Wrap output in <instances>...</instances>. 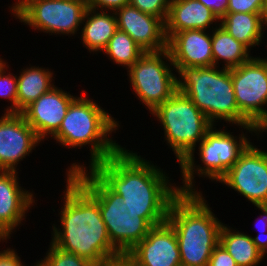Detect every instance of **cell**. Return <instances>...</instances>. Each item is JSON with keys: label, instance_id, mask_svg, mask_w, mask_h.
Wrapping results in <instances>:
<instances>
[{"label": "cell", "instance_id": "obj_1", "mask_svg": "<svg viewBox=\"0 0 267 266\" xmlns=\"http://www.w3.org/2000/svg\"><path fill=\"white\" fill-rule=\"evenodd\" d=\"M128 151L123 147L91 169L152 226L162 224L171 202L180 194L178 186L169 182L163 169Z\"/></svg>", "mask_w": 267, "mask_h": 266}, {"label": "cell", "instance_id": "obj_2", "mask_svg": "<svg viewBox=\"0 0 267 266\" xmlns=\"http://www.w3.org/2000/svg\"><path fill=\"white\" fill-rule=\"evenodd\" d=\"M61 228L53 226L51 243L96 266L124 257L111 243L98 201L72 176H66Z\"/></svg>", "mask_w": 267, "mask_h": 266}, {"label": "cell", "instance_id": "obj_3", "mask_svg": "<svg viewBox=\"0 0 267 266\" xmlns=\"http://www.w3.org/2000/svg\"><path fill=\"white\" fill-rule=\"evenodd\" d=\"M201 193H180L170 204L167 221L175 230L181 266H207L219 244L223 223Z\"/></svg>", "mask_w": 267, "mask_h": 266}, {"label": "cell", "instance_id": "obj_4", "mask_svg": "<svg viewBox=\"0 0 267 266\" xmlns=\"http://www.w3.org/2000/svg\"><path fill=\"white\" fill-rule=\"evenodd\" d=\"M218 67L181 68L178 71L177 90L191 99L214 126L218 122L216 120H224L258 134V129L237 107L231 69L220 70Z\"/></svg>", "mask_w": 267, "mask_h": 266}, {"label": "cell", "instance_id": "obj_5", "mask_svg": "<svg viewBox=\"0 0 267 266\" xmlns=\"http://www.w3.org/2000/svg\"><path fill=\"white\" fill-rule=\"evenodd\" d=\"M84 95L85 92L71 102L59 130L52 138L67 148L91 146V161L88 168H92L122 148L109 138L120 125L111 114Z\"/></svg>", "mask_w": 267, "mask_h": 266}, {"label": "cell", "instance_id": "obj_6", "mask_svg": "<svg viewBox=\"0 0 267 266\" xmlns=\"http://www.w3.org/2000/svg\"><path fill=\"white\" fill-rule=\"evenodd\" d=\"M73 163L67 175H72L99 203L101 217L105 223L113 246L125 256L152 229V225L141 213L129 208L121 196L115 193L91 168Z\"/></svg>", "mask_w": 267, "mask_h": 266}, {"label": "cell", "instance_id": "obj_7", "mask_svg": "<svg viewBox=\"0 0 267 266\" xmlns=\"http://www.w3.org/2000/svg\"><path fill=\"white\" fill-rule=\"evenodd\" d=\"M151 114L162 124L164 138L178 164L186 157H194L196 144L214 126L192 100L178 90Z\"/></svg>", "mask_w": 267, "mask_h": 266}, {"label": "cell", "instance_id": "obj_8", "mask_svg": "<svg viewBox=\"0 0 267 266\" xmlns=\"http://www.w3.org/2000/svg\"><path fill=\"white\" fill-rule=\"evenodd\" d=\"M245 135L244 133L240 134L238 139L236 138L237 136L234 137L232 133L230 134L225 129L222 131L212 127L200 141L198 147L199 159H201L204 167H201V165L197 166L194 163L195 157H186L179 164L183 183V185L178 187L179 192L201 193L200 190L197 192L194 187L195 184H193L195 173H198L199 177H207L211 181H219L251 143Z\"/></svg>", "mask_w": 267, "mask_h": 266}, {"label": "cell", "instance_id": "obj_9", "mask_svg": "<svg viewBox=\"0 0 267 266\" xmlns=\"http://www.w3.org/2000/svg\"><path fill=\"white\" fill-rule=\"evenodd\" d=\"M86 0H18L11 12L20 22L45 33L73 35L83 24Z\"/></svg>", "mask_w": 267, "mask_h": 266}, {"label": "cell", "instance_id": "obj_10", "mask_svg": "<svg viewBox=\"0 0 267 266\" xmlns=\"http://www.w3.org/2000/svg\"><path fill=\"white\" fill-rule=\"evenodd\" d=\"M172 66L170 53L166 49L161 52H145L128 69L131 87L150 113L177 91L178 77L173 74Z\"/></svg>", "mask_w": 267, "mask_h": 266}, {"label": "cell", "instance_id": "obj_11", "mask_svg": "<svg viewBox=\"0 0 267 266\" xmlns=\"http://www.w3.org/2000/svg\"><path fill=\"white\" fill-rule=\"evenodd\" d=\"M239 111L259 129L267 121V60L253 57L231 69Z\"/></svg>", "mask_w": 267, "mask_h": 266}, {"label": "cell", "instance_id": "obj_12", "mask_svg": "<svg viewBox=\"0 0 267 266\" xmlns=\"http://www.w3.org/2000/svg\"><path fill=\"white\" fill-rule=\"evenodd\" d=\"M220 182L243 195L254 206L267 205V152L251 142Z\"/></svg>", "mask_w": 267, "mask_h": 266}, {"label": "cell", "instance_id": "obj_13", "mask_svg": "<svg viewBox=\"0 0 267 266\" xmlns=\"http://www.w3.org/2000/svg\"><path fill=\"white\" fill-rule=\"evenodd\" d=\"M124 257L133 266H181L174 228L168 221L153 226Z\"/></svg>", "mask_w": 267, "mask_h": 266}, {"label": "cell", "instance_id": "obj_14", "mask_svg": "<svg viewBox=\"0 0 267 266\" xmlns=\"http://www.w3.org/2000/svg\"><path fill=\"white\" fill-rule=\"evenodd\" d=\"M41 140L21 113H4L0 118V171L17 172V165Z\"/></svg>", "mask_w": 267, "mask_h": 266}, {"label": "cell", "instance_id": "obj_15", "mask_svg": "<svg viewBox=\"0 0 267 266\" xmlns=\"http://www.w3.org/2000/svg\"><path fill=\"white\" fill-rule=\"evenodd\" d=\"M76 97L69 92L52 87L36 101L26 107L21 114L42 141L53 136L66 116L68 107Z\"/></svg>", "mask_w": 267, "mask_h": 266}, {"label": "cell", "instance_id": "obj_16", "mask_svg": "<svg viewBox=\"0 0 267 266\" xmlns=\"http://www.w3.org/2000/svg\"><path fill=\"white\" fill-rule=\"evenodd\" d=\"M118 29L126 32L145 52L167 49L165 22L128 4L115 12Z\"/></svg>", "mask_w": 267, "mask_h": 266}, {"label": "cell", "instance_id": "obj_17", "mask_svg": "<svg viewBox=\"0 0 267 266\" xmlns=\"http://www.w3.org/2000/svg\"><path fill=\"white\" fill-rule=\"evenodd\" d=\"M17 174L14 171H0V242L10 239V234L22 223L25 213L35 203L33 193L19 186Z\"/></svg>", "mask_w": 267, "mask_h": 266}, {"label": "cell", "instance_id": "obj_18", "mask_svg": "<svg viewBox=\"0 0 267 266\" xmlns=\"http://www.w3.org/2000/svg\"><path fill=\"white\" fill-rule=\"evenodd\" d=\"M167 50L177 72L186 67L213 66L211 34L205 30L176 32L167 40Z\"/></svg>", "mask_w": 267, "mask_h": 266}, {"label": "cell", "instance_id": "obj_19", "mask_svg": "<svg viewBox=\"0 0 267 266\" xmlns=\"http://www.w3.org/2000/svg\"><path fill=\"white\" fill-rule=\"evenodd\" d=\"M217 21H220L218 17L198 0H170L165 34L168 40L176 32L184 30L207 31Z\"/></svg>", "mask_w": 267, "mask_h": 266}, {"label": "cell", "instance_id": "obj_20", "mask_svg": "<svg viewBox=\"0 0 267 266\" xmlns=\"http://www.w3.org/2000/svg\"><path fill=\"white\" fill-rule=\"evenodd\" d=\"M93 10L87 8L83 18L81 29L82 44L89 52H100L104 50L111 37L118 30L115 12ZM110 14V15H109Z\"/></svg>", "mask_w": 267, "mask_h": 266}, {"label": "cell", "instance_id": "obj_21", "mask_svg": "<svg viewBox=\"0 0 267 266\" xmlns=\"http://www.w3.org/2000/svg\"><path fill=\"white\" fill-rule=\"evenodd\" d=\"M219 25L249 50L262 42L266 28L262 13H226Z\"/></svg>", "mask_w": 267, "mask_h": 266}, {"label": "cell", "instance_id": "obj_22", "mask_svg": "<svg viewBox=\"0 0 267 266\" xmlns=\"http://www.w3.org/2000/svg\"><path fill=\"white\" fill-rule=\"evenodd\" d=\"M50 69L31 66L24 69L17 77V113H21L41 95L55 85L52 82L53 72Z\"/></svg>", "mask_w": 267, "mask_h": 266}, {"label": "cell", "instance_id": "obj_23", "mask_svg": "<svg viewBox=\"0 0 267 266\" xmlns=\"http://www.w3.org/2000/svg\"><path fill=\"white\" fill-rule=\"evenodd\" d=\"M212 29L213 66L217 67L219 61L224 60L225 65L222 68L232 69L252 58L249 54L250 50L232 37L223 27L219 25V27L213 28L212 26Z\"/></svg>", "mask_w": 267, "mask_h": 266}, {"label": "cell", "instance_id": "obj_24", "mask_svg": "<svg viewBox=\"0 0 267 266\" xmlns=\"http://www.w3.org/2000/svg\"><path fill=\"white\" fill-rule=\"evenodd\" d=\"M219 243L233 257L237 266H257L265 257L256 247L252 236L231 229L223 223Z\"/></svg>", "mask_w": 267, "mask_h": 266}, {"label": "cell", "instance_id": "obj_25", "mask_svg": "<svg viewBox=\"0 0 267 266\" xmlns=\"http://www.w3.org/2000/svg\"><path fill=\"white\" fill-rule=\"evenodd\" d=\"M114 63L129 69L145 51L126 33L117 30L102 51Z\"/></svg>", "mask_w": 267, "mask_h": 266}, {"label": "cell", "instance_id": "obj_26", "mask_svg": "<svg viewBox=\"0 0 267 266\" xmlns=\"http://www.w3.org/2000/svg\"><path fill=\"white\" fill-rule=\"evenodd\" d=\"M36 264L38 266H96L89 260L76 254L65 252L52 243H50V248L45 258Z\"/></svg>", "mask_w": 267, "mask_h": 266}, {"label": "cell", "instance_id": "obj_27", "mask_svg": "<svg viewBox=\"0 0 267 266\" xmlns=\"http://www.w3.org/2000/svg\"><path fill=\"white\" fill-rule=\"evenodd\" d=\"M7 62L0 66V98H7L12 104L5 113H17V76L8 72L6 73ZM14 75V76H13Z\"/></svg>", "mask_w": 267, "mask_h": 266}, {"label": "cell", "instance_id": "obj_28", "mask_svg": "<svg viewBox=\"0 0 267 266\" xmlns=\"http://www.w3.org/2000/svg\"><path fill=\"white\" fill-rule=\"evenodd\" d=\"M129 4L141 12L161 18L164 22L167 20L170 0H130Z\"/></svg>", "mask_w": 267, "mask_h": 266}, {"label": "cell", "instance_id": "obj_29", "mask_svg": "<svg viewBox=\"0 0 267 266\" xmlns=\"http://www.w3.org/2000/svg\"><path fill=\"white\" fill-rule=\"evenodd\" d=\"M264 0H229L227 13H262Z\"/></svg>", "mask_w": 267, "mask_h": 266}, {"label": "cell", "instance_id": "obj_30", "mask_svg": "<svg viewBox=\"0 0 267 266\" xmlns=\"http://www.w3.org/2000/svg\"><path fill=\"white\" fill-rule=\"evenodd\" d=\"M256 208L263 214L260 219L262 220V222L260 221V224H262L261 226L259 225L262 229H260L261 232L257 236L252 237V240L257 249L265 256L267 254V205H256Z\"/></svg>", "mask_w": 267, "mask_h": 266}, {"label": "cell", "instance_id": "obj_31", "mask_svg": "<svg viewBox=\"0 0 267 266\" xmlns=\"http://www.w3.org/2000/svg\"><path fill=\"white\" fill-rule=\"evenodd\" d=\"M207 266H237L233 257L219 243L210 256Z\"/></svg>", "mask_w": 267, "mask_h": 266}, {"label": "cell", "instance_id": "obj_32", "mask_svg": "<svg viewBox=\"0 0 267 266\" xmlns=\"http://www.w3.org/2000/svg\"><path fill=\"white\" fill-rule=\"evenodd\" d=\"M130 0H86L87 8L93 10L116 12L125 5H128ZM105 8V9H104Z\"/></svg>", "mask_w": 267, "mask_h": 266}, {"label": "cell", "instance_id": "obj_33", "mask_svg": "<svg viewBox=\"0 0 267 266\" xmlns=\"http://www.w3.org/2000/svg\"><path fill=\"white\" fill-rule=\"evenodd\" d=\"M209 8L220 20L226 13L229 0H198Z\"/></svg>", "mask_w": 267, "mask_h": 266}, {"label": "cell", "instance_id": "obj_34", "mask_svg": "<svg viewBox=\"0 0 267 266\" xmlns=\"http://www.w3.org/2000/svg\"><path fill=\"white\" fill-rule=\"evenodd\" d=\"M0 266H25L14 249L0 251Z\"/></svg>", "mask_w": 267, "mask_h": 266}, {"label": "cell", "instance_id": "obj_35", "mask_svg": "<svg viewBox=\"0 0 267 266\" xmlns=\"http://www.w3.org/2000/svg\"><path fill=\"white\" fill-rule=\"evenodd\" d=\"M262 17H263L265 26H267V0H264V4L262 8Z\"/></svg>", "mask_w": 267, "mask_h": 266}, {"label": "cell", "instance_id": "obj_36", "mask_svg": "<svg viewBox=\"0 0 267 266\" xmlns=\"http://www.w3.org/2000/svg\"><path fill=\"white\" fill-rule=\"evenodd\" d=\"M263 132H267V121L258 129V135Z\"/></svg>", "mask_w": 267, "mask_h": 266}, {"label": "cell", "instance_id": "obj_37", "mask_svg": "<svg viewBox=\"0 0 267 266\" xmlns=\"http://www.w3.org/2000/svg\"><path fill=\"white\" fill-rule=\"evenodd\" d=\"M4 63L3 59L0 58V66Z\"/></svg>", "mask_w": 267, "mask_h": 266}]
</instances>
